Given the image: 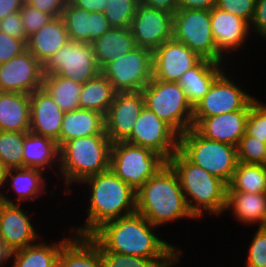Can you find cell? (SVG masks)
<instances>
[{"label": "cell", "instance_id": "30", "mask_svg": "<svg viewBox=\"0 0 266 267\" xmlns=\"http://www.w3.org/2000/svg\"><path fill=\"white\" fill-rule=\"evenodd\" d=\"M59 146L54 139L27 132L23 144V167L42 171L59 165ZM53 163V164H52ZM49 165V166H48Z\"/></svg>", "mask_w": 266, "mask_h": 267}, {"label": "cell", "instance_id": "15", "mask_svg": "<svg viewBox=\"0 0 266 267\" xmlns=\"http://www.w3.org/2000/svg\"><path fill=\"white\" fill-rule=\"evenodd\" d=\"M43 64L26 49L0 64V91L31 94L43 87Z\"/></svg>", "mask_w": 266, "mask_h": 267}, {"label": "cell", "instance_id": "48", "mask_svg": "<svg viewBox=\"0 0 266 267\" xmlns=\"http://www.w3.org/2000/svg\"><path fill=\"white\" fill-rule=\"evenodd\" d=\"M216 0H179L178 9L185 10H211Z\"/></svg>", "mask_w": 266, "mask_h": 267}, {"label": "cell", "instance_id": "42", "mask_svg": "<svg viewBox=\"0 0 266 267\" xmlns=\"http://www.w3.org/2000/svg\"><path fill=\"white\" fill-rule=\"evenodd\" d=\"M20 15L22 17L24 30L28 37L38 32L52 18L49 14L38 10L28 3L23 4L20 10Z\"/></svg>", "mask_w": 266, "mask_h": 267}, {"label": "cell", "instance_id": "14", "mask_svg": "<svg viewBox=\"0 0 266 267\" xmlns=\"http://www.w3.org/2000/svg\"><path fill=\"white\" fill-rule=\"evenodd\" d=\"M173 16L164 10L138 5L130 27L136 47L154 52L173 39Z\"/></svg>", "mask_w": 266, "mask_h": 267}, {"label": "cell", "instance_id": "44", "mask_svg": "<svg viewBox=\"0 0 266 267\" xmlns=\"http://www.w3.org/2000/svg\"><path fill=\"white\" fill-rule=\"evenodd\" d=\"M27 49V45L19 39L0 31V64L6 63Z\"/></svg>", "mask_w": 266, "mask_h": 267}, {"label": "cell", "instance_id": "26", "mask_svg": "<svg viewBox=\"0 0 266 267\" xmlns=\"http://www.w3.org/2000/svg\"><path fill=\"white\" fill-rule=\"evenodd\" d=\"M0 131H30V94L0 91Z\"/></svg>", "mask_w": 266, "mask_h": 267}, {"label": "cell", "instance_id": "9", "mask_svg": "<svg viewBox=\"0 0 266 267\" xmlns=\"http://www.w3.org/2000/svg\"><path fill=\"white\" fill-rule=\"evenodd\" d=\"M173 39L187 45L201 58L224 60L213 39L210 10L178 9L173 16Z\"/></svg>", "mask_w": 266, "mask_h": 267}, {"label": "cell", "instance_id": "36", "mask_svg": "<svg viewBox=\"0 0 266 267\" xmlns=\"http://www.w3.org/2000/svg\"><path fill=\"white\" fill-rule=\"evenodd\" d=\"M27 132L0 131V161L3 167L23 168V144Z\"/></svg>", "mask_w": 266, "mask_h": 267}, {"label": "cell", "instance_id": "54", "mask_svg": "<svg viewBox=\"0 0 266 267\" xmlns=\"http://www.w3.org/2000/svg\"><path fill=\"white\" fill-rule=\"evenodd\" d=\"M4 204L3 192H0V208Z\"/></svg>", "mask_w": 266, "mask_h": 267}, {"label": "cell", "instance_id": "35", "mask_svg": "<svg viewBox=\"0 0 266 267\" xmlns=\"http://www.w3.org/2000/svg\"><path fill=\"white\" fill-rule=\"evenodd\" d=\"M227 192L266 193V166L238 162Z\"/></svg>", "mask_w": 266, "mask_h": 267}, {"label": "cell", "instance_id": "32", "mask_svg": "<svg viewBox=\"0 0 266 267\" xmlns=\"http://www.w3.org/2000/svg\"><path fill=\"white\" fill-rule=\"evenodd\" d=\"M43 171L36 168H11L5 171L4 181L6 184L10 179L11 187L18 195L17 204L21 201H33L45 192L46 181Z\"/></svg>", "mask_w": 266, "mask_h": 267}, {"label": "cell", "instance_id": "20", "mask_svg": "<svg viewBox=\"0 0 266 267\" xmlns=\"http://www.w3.org/2000/svg\"><path fill=\"white\" fill-rule=\"evenodd\" d=\"M69 39L92 44L111 27L103 12H89L78 8L70 0L62 13Z\"/></svg>", "mask_w": 266, "mask_h": 267}, {"label": "cell", "instance_id": "4", "mask_svg": "<svg viewBox=\"0 0 266 267\" xmlns=\"http://www.w3.org/2000/svg\"><path fill=\"white\" fill-rule=\"evenodd\" d=\"M167 163L177 174L188 209L196 219L202 217L203 210L216 216L225 211L227 184L224 181L191 163L179 150Z\"/></svg>", "mask_w": 266, "mask_h": 267}, {"label": "cell", "instance_id": "56", "mask_svg": "<svg viewBox=\"0 0 266 267\" xmlns=\"http://www.w3.org/2000/svg\"><path fill=\"white\" fill-rule=\"evenodd\" d=\"M264 165L266 166V149H265V156H264Z\"/></svg>", "mask_w": 266, "mask_h": 267}, {"label": "cell", "instance_id": "41", "mask_svg": "<svg viewBox=\"0 0 266 267\" xmlns=\"http://www.w3.org/2000/svg\"><path fill=\"white\" fill-rule=\"evenodd\" d=\"M246 267H266V229L258 227L248 250Z\"/></svg>", "mask_w": 266, "mask_h": 267}, {"label": "cell", "instance_id": "34", "mask_svg": "<svg viewBox=\"0 0 266 267\" xmlns=\"http://www.w3.org/2000/svg\"><path fill=\"white\" fill-rule=\"evenodd\" d=\"M82 85L73 79L58 75L43 77V87L64 113L79 108Z\"/></svg>", "mask_w": 266, "mask_h": 267}, {"label": "cell", "instance_id": "5", "mask_svg": "<svg viewBox=\"0 0 266 267\" xmlns=\"http://www.w3.org/2000/svg\"><path fill=\"white\" fill-rule=\"evenodd\" d=\"M111 147L107 135H90L65 142L59 148L58 166L64 184L70 186L109 170Z\"/></svg>", "mask_w": 266, "mask_h": 267}, {"label": "cell", "instance_id": "28", "mask_svg": "<svg viewBox=\"0 0 266 267\" xmlns=\"http://www.w3.org/2000/svg\"><path fill=\"white\" fill-rule=\"evenodd\" d=\"M97 64L102 70L109 62L136 48L130 28H110L92 43Z\"/></svg>", "mask_w": 266, "mask_h": 267}, {"label": "cell", "instance_id": "21", "mask_svg": "<svg viewBox=\"0 0 266 267\" xmlns=\"http://www.w3.org/2000/svg\"><path fill=\"white\" fill-rule=\"evenodd\" d=\"M64 112L44 87L30 94V131L54 139L59 137Z\"/></svg>", "mask_w": 266, "mask_h": 267}, {"label": "cell", "instance_id": "55", "mask_svg": "<svg viewBox=\"0 0 266 267\" xmlns=\"http://www.w3.org/2000/svg\"><path fill=\"white\" fill-rule=\"evenodd\" d=\"M135 1L138 5H145L146 0H133Z\"/></svg>", "mask_w": 266, "mask_h": 267}, {"label": "cell", "instance_id": "37", "mask_svg": "<svg viewBox=\"0 0 266 267\" xmlns=\"http://www.w3.org/2000/svg\"><path fill=\"white\" fill-rule=\"evenodd\" d=\"M182 254L183 252L180 251L173 260H153L139 256L104 251L100 247V256L104 267H172L176 262L179 263V257Z\"/></svg>", "mask_w": 266, "mask_h": 267}, {"label": "cell", "instance_id": "47", "mask_svg": "<svg viewBox=\"0 0 266 267\" xmlns=\"http://www.w3.org/2000/svg\"><path fill=\"white\" fill-rule=\"evenodd\" d=\"M250 28H253L258 36L261 35L266 39V0L256 1L255 14Z\"/></svg>", "mask_w": 266, "mask_h": 267}, {"label": "cell", "instance_id": "53", "mask_svg": "<svg viewBox=\"0 0 266 267\" xmlns=\"http://www.w3.org/2000/svg\"><path fill=\"white\" fill-rule=\"evenodd\" d=\"M5 171L6 169L3 167L1 161H0V188L2 189V187L5 185V181H4V178H5ZM1 191V190H0Z\"/></svg>", "mask_w": 266, "mask_h": 267}, {"label": "cell", "instance_id": "45", "mask_svg": "<svg viewBox=\"0 0 266 267\" xmlns=\"http://www.w3.org/2000/svg\"><path fill=\"white\" fill-rule=\"evenodd\" d=\"M0 31L11 37L22 40L26 45L29 37L26 35L20 11L14 12L0 20Z\"/></svg>", "mask_w": 266, "mask_h": 267}, {"label": "cell", "instance_id": "38", "mask_svg": "<svg viewBox=\"0 0 266 267\" xmlns=\"http://www.w3.org/2000/svg\"><path fill=\"white\" fill-rule=\"evenodd\" d=\"M137 7L133 0H110L103 13L111 28H130Z\"/></svg>", "mask_w": 266, "mask_h": 267}, {"label": "cell", "instance_id": "18", "mask_svg": "<svg viewBox=\"0 0 266 267\" xmlns=\"http://www.w3.org/2000/svg\"><path fill=\"white\" fill-rule=\"evenodd\" d=\"M201 59L184 43L170 39L153 52V78L178 82L182 75Z\"/></svg>", "mask_w": 266, "mask_h": 267}, {"label": "cell", "instance_id": "57", "mask_svg": "<svg viewBox=\"0 0 266 267\" xmlns=\"http://www.w3.org/2000/svg\"><path fill=\"white\" fill-rule=\"evenodd\" d=\"M31 0H23V3H29Z\"/></svg>", "mask_w": 266, "mask_h": 267}, {"label": "cell", "instance_id": "19", "mask_svg": "<svg viewBox=\"0 0 266 267\" xmlns=\"http://www.w3.org/2000/svg\"><path fill=\"white\" fill-rule=\"evenodd\" d=\"M210 20L213 39L222 57L225 58L232 50L242 48L251 30L248 21L216 6L210 10Z\"/></svg>", "mask_w": 266, "mask_h": 267}, {"label": "cell", "instance_id": "16", "mask_svg": "<svg viewBox=\"0 0 266 267\" xmlns=\"http://www.w3.org/2000/svg\"><path fill=\"white\" fill-rule=\"evenodd\" d=\"M144 107L142 91L115 93L105 115V132L112 143L124 142L131 135Z\"/></svg>", "mask_w": 266, "mask_h": 267}, {"label": "cell", "instance_id": "52", "mask_svg": "<svg viewBox=\"0 0 266 267\" xmlns=\"http://www.w3.org/2000/svg\"><path fill=\"white\" fill-rule=\"evenodd\" d=\"M8 254L9 253L4 249L2 242L0 241V266H3L7 263Z\"/></svg>", "mask_w": 266, "mask_h": 267}, {"label": "cell", "instance_id": "25", "mask_svg": "<svg viewBox=\"0 0 266 267\" xmlns=\"http://www.w3.org/2000/svg\"><path fill=\"white\" fill-rule=\"evenodd\" d=\"M69 40L62 16L53 17L38 32L29 37L27 49L44 64Z\"/></svg>", "mask_w": 266, "mask_h": 267}, {"label": "cell", "instance_id": "22", "mask_svg": "<svg viewBox=\"0 0 266 267\" xmlns=\"http://www.w3.org/2000/svg\"><path fill=\"white\" fill-rule=\"evenodd\" d=\"M249 110L226 112L202 118L193 128L204 138L237 147L245 134Z\"/></svg>", "mask_w": 266, "mask_h": 267}, {"label": "cell", "instance_id": "40", "mask_svg": "<svg viewBox=\"0 0 266 267\" xmlns=\"http://www.w3.org/2000/svg\"><path fill=\"white\" fill-rule=\"evenodd\" d=\"M245 133L266 143V105L257 98L251 103Z\"/></svg>", "mask_w": 266, "mask_h": 267}, {"label": "cell", "instance_id": "50", "mask_svg": "<svg viewBox=\"0 0 266 267\" xmlns=\"http://www.w3.org/2000/svg\"><path fill=\"white\" fill-rule=\"evenodd\" d=\"M78 8L89 12H104L107 2L103 0H70Z\"/></svg>", "mask_w": 266, "mask_h": 267}, {"label": "cell", "instance_id": "6", "mask_svg": "<svg viewBox=\"0 0 266 267\" xmlns=\"http://www.w3.org/2000/svg\"><path fill=\"white\" fill-rule=\"evenodd\" d=\"M179 151L194 165L228 184L238 164L237 147L204 138L193 127L179 135Z\"/></svg>", "mask_w": 266, "mask_h": 267}, {"label": "cell", "instance_id": "31", "mask_svg": "<svg viewBox=\"0 0 266 267\" xmlns=\"http://www.w3.org/2000/svg\"><path fill=\"white\" fill-rule=\"evenodd\" d=\"M69 239L63 238L54 244L34 243L9 253L8 261L14 259L11 267H57L61 248Z\"/></svg>", "mask_w": 266, "mask_h": 267}, {"label": "cell", "instance_id": "11", "mask_svg": "<svg viewBox=\"0 0 266 267\" xmlns=\"http://www.w3.org/2000/svg\"><path fill=\"white\" fill-rule=\"evenodd\" d=\"M101 73L92 44L69 40L43 64V75H58L81 84Z\"/></svg>", "mask_w": 266, "mask_h": 267}, {"label": "cell", "instance_id": "8", "mask_svg": "<svg viewBox=\"0 0 266 267\" xmlns=\"http://www.w3.org/2000/svg\"><path fill=\"white\" fill-rule=\"evenodd\" d=\"M167 160L151 149L126 142L112 143L110 170L136 192Z\"/></svg>", "mask_w": 266, "mask_h": 267}, {"label": "cell", "instance_id": "29", "mask_svg": "<svg viewBox=\"0 0 266 267\" xmlns=\"http://www.w3.org/2000/svg\"><path fill=\"white\" fill-rule=\"evenodd\" d=\"M244 224H259L263 227L266 221V193L227 192V211Z\"/></svg>", "mask_w": 266, "mask_h": 267}, {"label": "cell", "instance_id": "46", "mask_svg": "<svg viewBox=\"0 0 266 267\" xmlns=\"http://www.w3.org/2000/svg\"><path fill=\"white\" fill-rule=\"evenodd\" d=\"M69 0H31L28 4L49 14L52 18L62 16Z\"/></svg>", "mask_w": 266, "mask_h": 267}, {"label": "cell", "instance_id": "17", "mask_svg": "<svg viewBox=\"0 0 266 267\" xmlns=\"http://www.w3.org/2000/svg\"><path fill=\"white\" fill-rule=\"evenodd\" d=\"M4 204L0 208V241L11 253L36 242L39 234L27 216L28 211L3 194Z\"/></svg>", "mask_w": 266, "mask_h": 267}, {"label": "cell", "instance_id": "7", "mask_svg": "<svg viewBox=\"0 0 266 267\" xmlns=\"http://www.w3.org/2000/svg\"><path fill=\"white\" fill-rule=\"evenodd\" d=\"M145 107L179 135L193 127V107L177 82L152 80L142 89Z\"/></svg>", "mask_w": 266, "mask_h": 267}, {"label": "cell", "instance_id": "2", "mask_svg": "<svg viewBox=\"0 0 266 267\" xmlns=\"http://www.w3.org/2000/svg\"><path fill=\"white\" fill-rule=\"evenodd\" d=\"M83 182L90 188V207L85 224L78 229L70 228L74 234L91 236L104 223L136 212V191L110 169Z\"/></svg>", "mask_w": 266, "mask_h": 267}, {"label": "cell", "instance_id": "49", "mask_svg": "<svg viewBox=\"0 0 266 267\" xmlns=\"http://www.w3.org/2000/svg\"><path fill=\"white\" fill-rule=\"evenodd\" d=\"M179 0H146L145 5L151 8L167 11L171 14H175L178 10Z\"/></svg>", "mask_w": 266, "mask_h": 267}, {"label": "cell", "instance_id": "13", "mask_svg": "<svg viewBox=\"0 0 266 267\" xmlns=\"http://www.w3.org/2000/svg\"><path fill=\"white\" fill-rule=\"evenodd\" d=\"M126 143L151 149L167 161L179 150V134L153 111L144 107Z\"/></svg>", "mask_w": 266, "mask_h": 267}, {"label": "cell", "instance_id": "27", "mask_svg": "<svg viewBox=\"0 0 266 267\" xmlns=\"http://www.w3.org/2000/svg\"><path fill=\"white\" fill-rule=\"evenodd\" d=\"M57 267H104L100 246L91 236L75 234L62 246Z\"/></svg>", "mask_w": 266, "mask_h": 267}, {"label": "cell", "instance_id": "12", "mask_svg": "<svg viewBox=\"0 0 266 267\" xmlns=\"http://www.w3.org/2000/svg\"><path fill=\"white\" fill-rule=\"evenodd\" d=\"M255 97L244 92L222 73L212 84L209 92L193 108V127L204 117L226 112L250 110Z\"/></svg>", "mask_w": 266, "mask_h": 267}, {"label": "cell", "instance_id": "33", "mask_svg": "<svg viewBox=\"0 0 266 267\" xmlns=\"http://www.w3.org/2000/svg\"><path fill=\"white\" fill-rule=\"evenodd\" d=\"M115 93L111 83L102 73H99L82 85L79 96V108L106 115L113 102Z\"/></svg>", "mask_w": 266, "mask_h": 267}, {"label": "cell", "instance_id": "23", "mask_svg": "<svg viewBox=\"0 0 266 267\" xmlns=\"http://www.w3.org/2000/svg\"><path fill=\"white\" fill-rule=\"evenodd\" d=\"M222 63L202 58L177 82L193 108L209 92L213 82L225 72L221 67Z\"/></svg>", "mask_w": 266, "mask_h": 267}, {"label": "cell", "instance_id": "39", "mask_svg": "<svg viewBox=\"0 0 266 267\" xmlns=\"http://www.w3.org/2000/svg\"><path fill=\"white\" fill-rule=\"evenodd\" d=\"M265 149L266 143L245 133L237 145L238 162L264 165Z\"/></svg>", "mask_w": 266, "mask_h": 267}, {"label": "cell", "instance_id": "10", "mask_svg": "<svg viewBox=\"0 0 266 267\" xmlns=\"http://www.w3.org/2000/svg\"><path fill=\"white\" fill-rule=\"evenodd\" d=\"M101 73L116 93L142 91L153 78V52L136 47L126 55L109 62Z\"/></svg>", "mask_w": 266, "mask_h": 267}, {"label": "cell", "instance_id": "24", "mask_svg": "<svg viewBox=\"0 0 266 267\" xmlns=\"http://www.w3.org/2000/svg\"><path fill=\"white\" fill-rule=\"evenodd\" d=\"M90 135H107L105 132V115L81 108L64 113L59 148L71 139Z\"/></svg>", "mask_w": 266, "mask_h": 267}, {"label": "cell", "instance_id": "1", "mask_svg": "<svg viewBox=\"0 0 266 267\" xmlns=\"http://www.w3.org/2000/svg\"><path fill=\"white\" fill-rule=\"evenodd\" d=\"M144 216L134 214L104 223L91 237L104 251L153 260H173L179 248L158 238Z\"/></svg>", "mask_w": 266, "mask_h": 267}, {"label": "cell", "instance_id": "43", "mask_svg": "<svg viewBox=\"0 0 266 267\" xmlns=\"http://www.w3.org/2000/svg\"><path fill=\"white\" fill-rule=\"evenodd\" d=\"M257 0H216L215 6L226 12L252 22Z\"/></svg>", "mask_w": 266, "mask_h": 267}, {"label": "cell", "instance_id": "3", "mask_svg": "<svg viewBox=\"0 0 266 267\" xmlns=\"http://www.w3.org/2000/svg\"><path fill=\"white\" fill-rule=\"evenodd\" d=\"M136 212L156 227L181 218L196 219L188 209L177 174L168 163L136 192Z\"/></svg>", "mask_w": 266, "mask_h": 267}, {"label": "cell", "instance_id": "51", "mask_svg": "<svg viewBox=\"0 0 266 267\" xmlns=\"http://www.w3.org/2000/svg\"><path fill=\"white\" fill-rule=\"evenodd\" d=\"M23 0H0V20L21 10Z\"/></svg>", "mask_w": 266, "mask_h": 267}]
</instances>
